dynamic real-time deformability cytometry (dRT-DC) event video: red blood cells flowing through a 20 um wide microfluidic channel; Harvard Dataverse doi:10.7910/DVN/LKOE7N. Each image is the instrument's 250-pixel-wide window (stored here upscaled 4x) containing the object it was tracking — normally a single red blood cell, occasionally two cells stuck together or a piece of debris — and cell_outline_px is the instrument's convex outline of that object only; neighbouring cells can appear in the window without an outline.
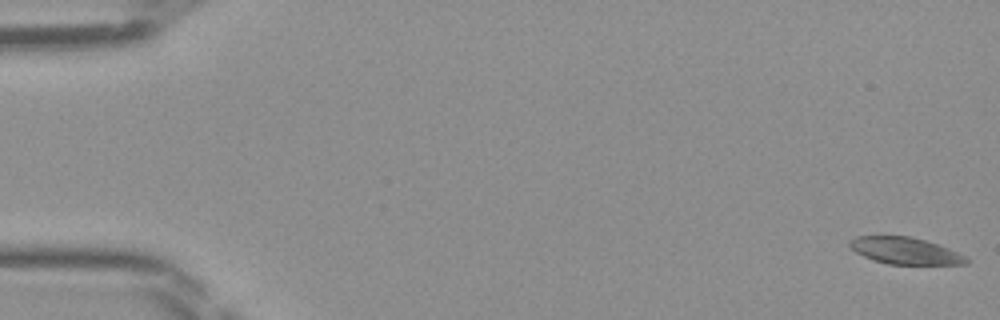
{"species": "Egyptian fruit bat (a non-hibernating species)", "species_latin": "Rousettus aegyptiacus", "temperature_condition": "room temperature", "stored_images_in_passage": 47, "camera_frame_rate_fps": 3000, "um_per_image_px": 0.085, "frame": {"image": 1, "passage_image": 1, "time_ms": 0.0, "image_size_px": [1000, 320], "cell_outline_px": [[968, 264], [888, 264], [864, 256], [856, 252], [848, 244], [848, 240], [856, 236], [908, 236], [924, 240], [948, 248], [964, 256], [968, 260]], "centroid_in_image_um": [76.9, 21.31], "position_along_channel_um": 8.1, "area_um2": 17.86}}
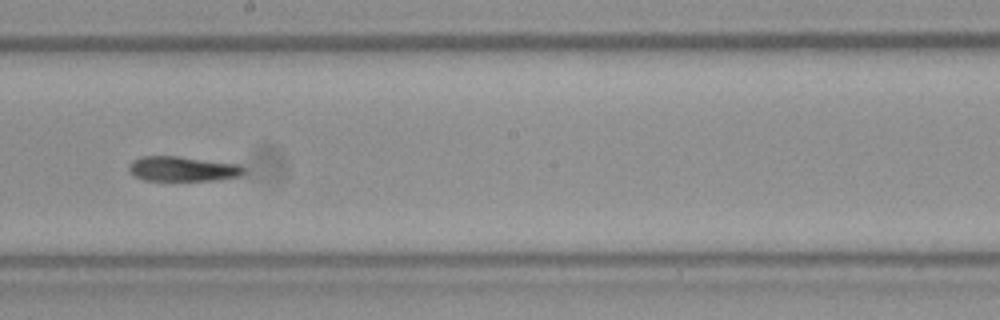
{"frame": {"image": 2, "passage_image": 27, "time_ms": 8.667, "image_size_px": [1000, 320], "cell_outline_px": [[244, 176], [212, 180], [144, 180], [132, 176], [128, 172], [128, 164], [132, 160], [140, 156], [180, 156], [240, 164], [244, 168]], "centroid_in_image_um": [15.5, 14.34], "position_along_channel_um": 232.7, "area_um2": 16.99}}
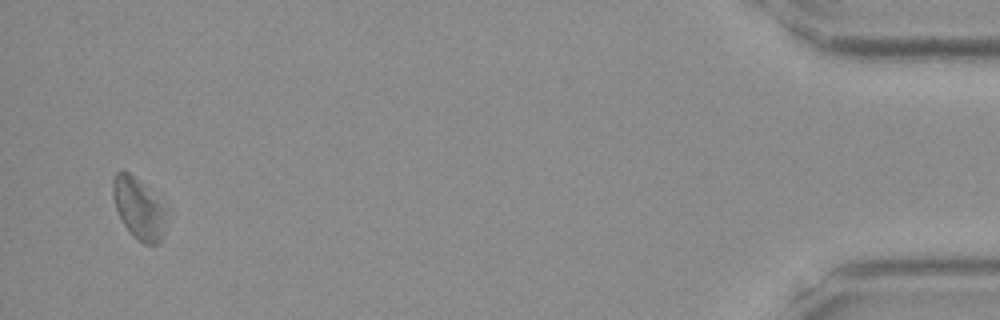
{"frame": {"image": 3, "passage_image": 46, "time_ms": 15.0, "image_size_px": [1000, 320], "cell_outline_px": [[160, 244], [144, 244], [124, 224], [116, 208], [112, 196], [112, 176], [116, 172], [128, 172], [160, 204]], "centroid_in_image_um": [11.63, 17.68], "position_along_channel_um": 423.6, "area_um2": 16.94}}